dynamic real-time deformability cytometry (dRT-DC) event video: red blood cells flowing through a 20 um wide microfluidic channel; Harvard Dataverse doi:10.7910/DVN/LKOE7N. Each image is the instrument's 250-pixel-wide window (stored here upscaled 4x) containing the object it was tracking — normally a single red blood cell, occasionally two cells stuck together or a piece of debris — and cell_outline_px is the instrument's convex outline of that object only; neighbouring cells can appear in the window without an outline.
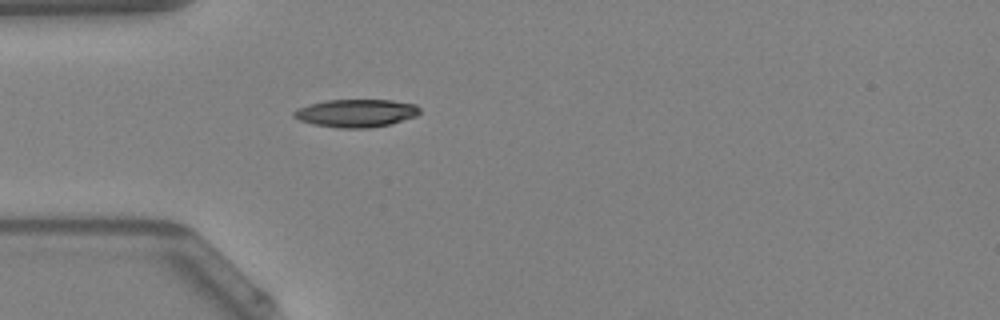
{"species": "Egyptian fruit bat (a non-hibernating species)", "species_latin": "Rousettus aegyptiacus", "temperature_condition": "warm", "stored_images_in_passage": 4, "camera_frame_rate_fps": 3000, "um_per_image_px": 0.085, "animal": {"sex": "female"}, "frame": {"image": 1, "passage_image": 1, "time_ms": 0.0, "image_size_px": [1000, 320], "cell_outline_px": [[420, 112], [416, 116], [392, 124], [368, 128], [340, 128], [312, 124], [300, 120], [292, 116], [292, 112], [296, 108], [308, 104], [328, 100], [392, 100], [416, 104], [420, 108]], "centroid_in_image_um": [30.26, 9.61], "position_along_channel_um": 54.7, "area_um2": 20.63}}